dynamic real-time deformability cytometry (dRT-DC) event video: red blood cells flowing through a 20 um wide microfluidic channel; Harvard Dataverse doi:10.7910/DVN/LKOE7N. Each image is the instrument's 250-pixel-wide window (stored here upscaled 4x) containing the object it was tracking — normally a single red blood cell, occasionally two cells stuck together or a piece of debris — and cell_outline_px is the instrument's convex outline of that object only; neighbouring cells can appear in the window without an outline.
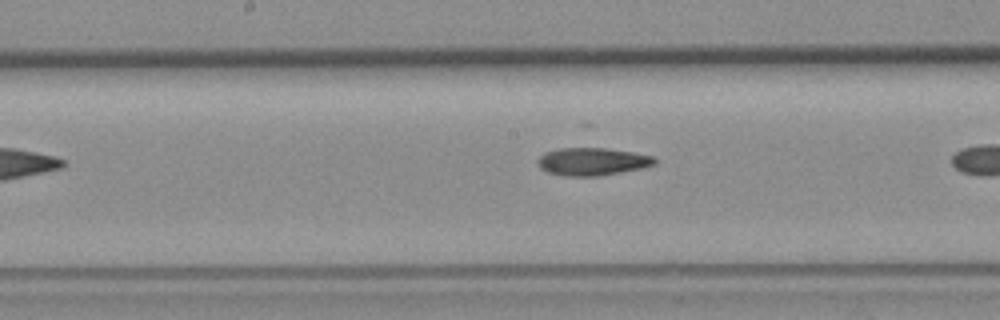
{"species": "common noctule bat (a hibernating species)", "species_latin": "Nyctalus noctula", "temperature_condition": "room temperature", "stored_images_in_passage": 9, "camera_frame_rate_fps": 3000, "um_per_image_px": 0.085, "animal": {"sex": "female", "body_mass_g": 19.3, "forearm_length_mm": 54.1}, "frame": {"image": 1, "passage_image": 8, "time_ms": 2.333, "image_size_px": [1000, 320], "cell_outline_px": [[656, 164], [644, 168], [596, 176], [564, 176], [548, 172], [540, 168], [536, 160], [544, 152], [560, 148], [604, 148], [632, 152], [656, 156]], "centroid_in_image_um": [50.35, 13.73], "position_along_channel_um": 197.8, "area_um2": 18.96}}